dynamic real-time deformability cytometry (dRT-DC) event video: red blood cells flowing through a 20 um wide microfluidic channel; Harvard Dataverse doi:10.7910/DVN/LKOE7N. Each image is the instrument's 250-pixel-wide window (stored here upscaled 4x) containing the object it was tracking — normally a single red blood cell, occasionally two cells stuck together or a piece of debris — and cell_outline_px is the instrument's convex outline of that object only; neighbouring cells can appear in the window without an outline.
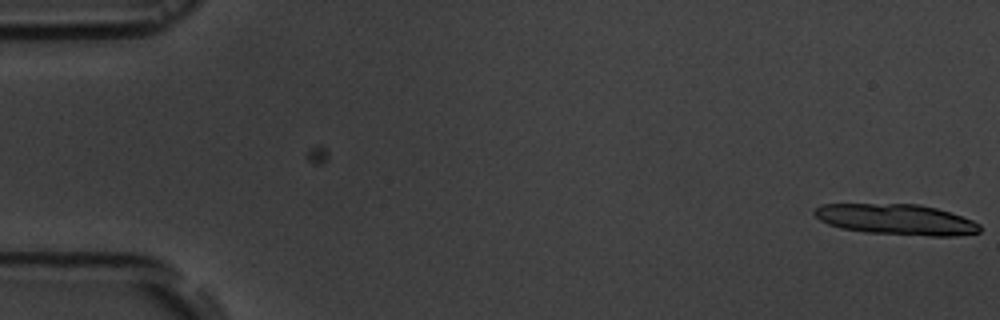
{"species": "common noctule bat (a hibernating species)", "species_latin": "Nyctalus noctula", "temperature_condition": "room temperature", "stored_images_in_passage": 8, "camera_frame_rate_fps": 3000, "um_per_image_px": 0.085, "animal": {"sex": "male", "body_mass_g": 19.5, "forearm_length_mm": 54.6}, "frame": {"image": 1, "passage_image": 8, "time_ms": 2.333, "image_size_px": [1000, 320], "cell_outline_px": [[980, 232], [956, 236], [928, 236], [864, 232], [840, 228], [828, 224], [820, 220], [812, 212], [820, 204], [920, 204], [936, 208], [972, 220], [980, 224]], "centroid_in_image_um": [76.17, 18.66], "position_along_channel_um": 8.8, "area_um2": 29.59}}